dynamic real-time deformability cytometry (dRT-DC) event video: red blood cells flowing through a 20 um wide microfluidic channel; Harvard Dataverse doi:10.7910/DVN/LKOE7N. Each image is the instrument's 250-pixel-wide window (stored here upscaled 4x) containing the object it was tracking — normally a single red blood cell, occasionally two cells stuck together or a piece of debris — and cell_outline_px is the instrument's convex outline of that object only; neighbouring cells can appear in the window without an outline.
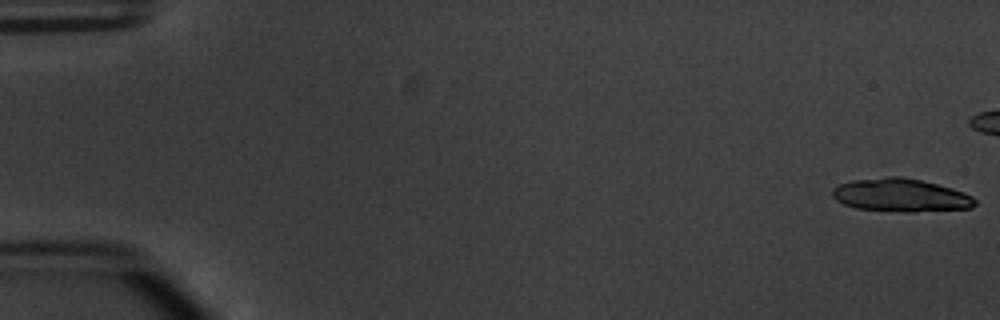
{"species": "common noctule bat (a hibernating species)", "species_latin": "Nyctalus noctula", "temperature_condition": "warm", "stored_images_in_passage": 20, "camera_frame_rate_fps": 3000, "um_per_image_px": 0.085, "animal": {"sex": "male", "body_mass_g": 20.1, "forearm_length_mm": 53.5}, "frame": {"image": 1, "passage_image": 1, "time_ms": 0.0, "image_size_px": [1000, 320], "cell_outline_px": [[976, 204], [972, 208], [912, 212], [900, 212], [856, 208], [844, 204], [836, 200], [832, 196], [832, 188], [840, 184], [852, 180], [888, 176], [900, 176], [920, 180], [936, 184], [964, 192], [972, 196], [976, 200]], "centroid_in_image_um": [76.55, 16.6], "position_along_channel_um": 8.5, "area_um2": 27.57}}